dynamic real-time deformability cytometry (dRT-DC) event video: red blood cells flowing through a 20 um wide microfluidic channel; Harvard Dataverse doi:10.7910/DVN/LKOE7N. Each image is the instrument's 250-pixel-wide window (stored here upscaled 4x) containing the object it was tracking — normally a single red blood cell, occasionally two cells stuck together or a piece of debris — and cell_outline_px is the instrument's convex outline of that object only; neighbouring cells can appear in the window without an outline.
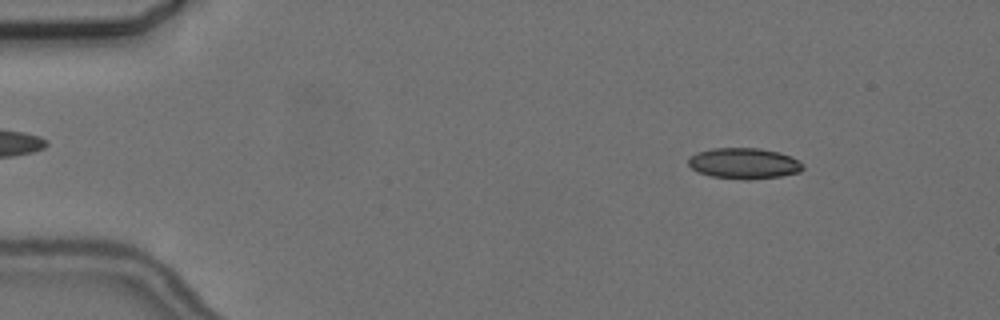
{"species": "common noctule bat (a hibernating species)", "species_latin": "Nyctalus noctula", "temperature_condition": "cold", "stored_images_in_passage": 4, "camera_frame_rate_fps": 3000, "um_per_image_px": 0.085, "animal": {"sex": "female", "body_mass_g": 24.6, "forearm_length_mm": 56.2}, "frame": {"image": 1, "passage_image": 2, "time_ms": 1.333, "image_size_px": [1000, 320], "cell_outline_px": [[804, 168], [800, 172], [780, 176], [748, 180], [744, 180], [712, 176], [700, 172], [692, 168], [688, 164], [688, 160], [692, 156], [700, 152], [712, 148], [760, 148], [780, 152], [792, 156], [804, 164]], "centroid_in_image_um": [63.31, 13.89], "position_along_channel_um": 21.7, "area_um2": 20.58}}
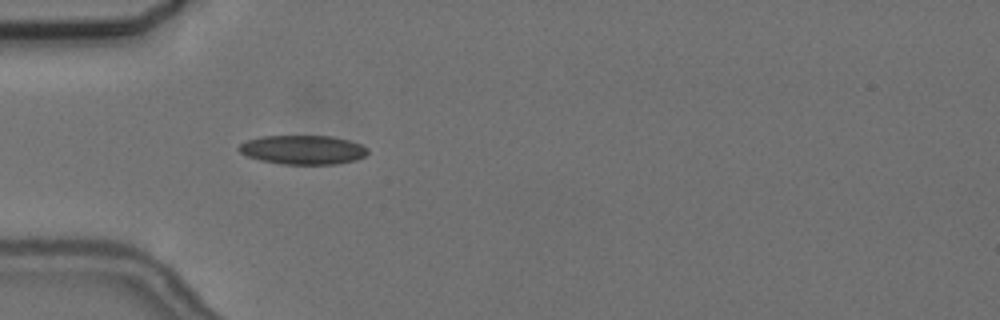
{"frame": {"image": 2, "passage_image": 4, "time_ms": 4.667, "image_size_px": [1000, 320], "cell_outline_px": [[368, 152], [364, 156], [356, 160], [336, 164], [280, 164], [260, 160], [248, 156], [240, 152], [236, 148], [240, 144], [248, 140], [260, 136], [332, 136], [348, 140], [360, 144], [368, 148]], "centroid_in_image_um": [25.74, 12.73], "position_along_channel_um": 59.3, "area_um2": 21.85}}